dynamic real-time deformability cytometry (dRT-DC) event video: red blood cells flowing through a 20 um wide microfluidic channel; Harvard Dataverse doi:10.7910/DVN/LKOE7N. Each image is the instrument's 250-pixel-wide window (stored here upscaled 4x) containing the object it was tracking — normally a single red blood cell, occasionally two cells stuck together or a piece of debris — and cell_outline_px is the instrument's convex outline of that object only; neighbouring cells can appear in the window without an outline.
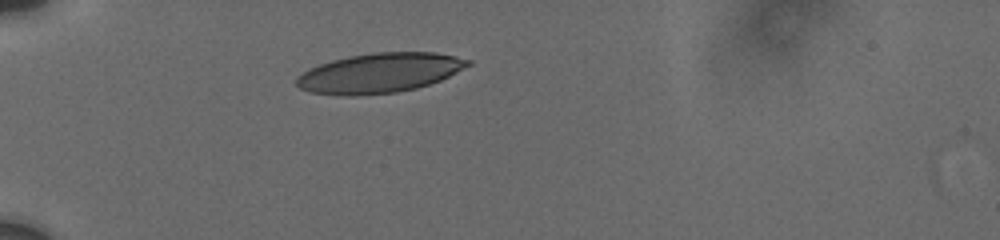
{"species": "human", "species_latin": "Homo sapiens", "temperature_condition": "cold", "stored_images_in_passage": 5, "camera_frame_rate_fps": 3000, "um_per_image_px": 0.085, "donor": {"sex": "male"}, "frame": {"image": 1, "passage_image": 1, "time_ms": 0.0, "image_size_px": [1000, 240], "cell_outline_px": [[472, 64], [440, 80], [416, 88], [396, 92], [356, 96], [352, 96], [308, 92], [300, 88], [296, 84], [296, 76], [320, 64], [332, 60], [348, 56], [372, 52], [436, 52], [456, 56], [472, 60]], "centroid_in_image_um": [32.27, 6.19], "position_along_channel_um": 52.7, "area_um2": 39.59}}
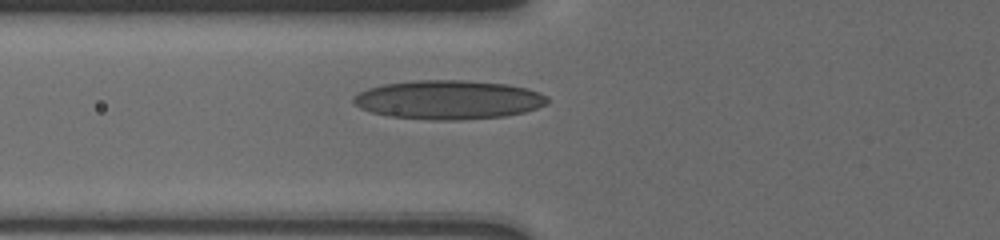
{"frame": {"image": 2, "passage_image": 3, "time_ms": 1.667, "image_size_px": [1000, 240], "cell_outline_px": [[548, 100], [544, 104], [536, 108], [524, 112], [504, 116], [456, 120], [432, 120], [388, 116], [372, 112], [360, 108], [352, 100], [360, 92], [368, 88], [384, 84], [416, 80], [464, 80], [508, 84], [528, 88], [540, 92], [548, 96]], "centroid_in_image_um": [38.14, 8.47], "position_along_channel_um": 87.7, "area_um2": 43.93}}
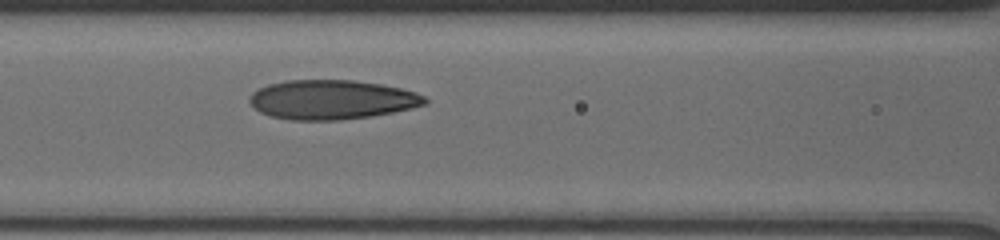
{"frame": {"image": 3, "passage_image": 5, "time_ms": 3.0, "image_size_px": [1000, 240], "cell_outline_px": [[428, 104], [412, 108], [372, 116], [340, 120], [292, 120], [268, 116], [260, 112], [248, 100], [248, 96], [252, 92], [268, 84], [288, 80], [352, 80], [380, 84], [400, 88], [416, 92], [424, 96], [428, 100]], "centroid_in_image_um": [28.2, 8.47], "position_along_channel_um": 138.4, "area_um2": 40.34}}